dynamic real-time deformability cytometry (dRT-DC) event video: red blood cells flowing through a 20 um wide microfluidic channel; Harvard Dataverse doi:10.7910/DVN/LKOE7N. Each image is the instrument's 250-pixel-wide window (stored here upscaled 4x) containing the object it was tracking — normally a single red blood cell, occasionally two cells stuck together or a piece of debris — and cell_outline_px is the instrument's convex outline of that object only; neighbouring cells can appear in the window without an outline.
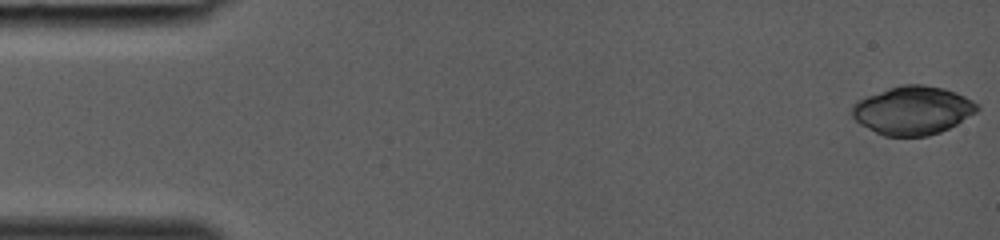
{"species": "common noctule bat (a hibernating species)", "species_latin": "Nyctalus noctula", "temperature_condition": "room temperature", "stored_images_in_passage": 16, "camera_frame_rate_fps": 3000, "um_per_image_px": 0.085, "animal": {"sex": "female", "body_mass_g": 19.0, "forearm_length_mm": 53.3}, "frame": {"image": 1, "passage_image": 1, "time_ms": 0.0, "image_size_px": [1000, 240], "cell_outline_px": [[980, 108], [976, 112], [956, 124], [940, 132], [928, 136], [884, 136], [860, 124], [852, 116], [852, 104], [856, 100], [888, 88], [900, 84], [924, 84], [944, 88], [956, 92], [972, 100]], "centroid_in_image_um": [77.56, 9.37], "position_along_channel_um": 7.4, "area_um2": 35.32}}